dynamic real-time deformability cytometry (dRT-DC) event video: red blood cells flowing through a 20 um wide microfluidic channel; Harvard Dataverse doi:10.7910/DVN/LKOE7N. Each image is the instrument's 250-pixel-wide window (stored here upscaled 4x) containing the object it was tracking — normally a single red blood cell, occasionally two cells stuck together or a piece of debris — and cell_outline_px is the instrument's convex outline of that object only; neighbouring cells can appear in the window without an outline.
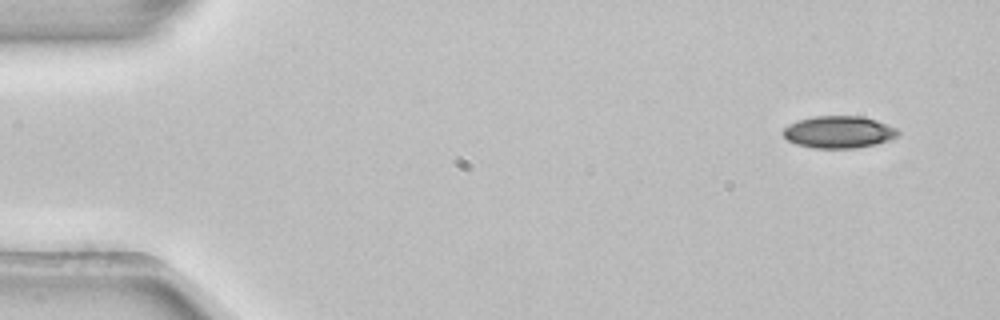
{"species": "common noctule bat (a hibernating species)", "species_latin": "Nyctalus noctula", "temperature_condition": "room temperature", "stored_images_in_passage": 4, "camera_frame_rate_fps": 3000, "um_per_image_px": 0.085, "animal": {"sex": "female", "body_mass_g": 22.7, "forearm_length_mm": 54.2}, "frame": {"image": 1, "passage_image": 1, "time_ms": 0.0, "image_size_px": [1000, 320], "cell_outline_px": [[900, 132], [896, 136], [888, 140], [876, 144], [856, 148], [812, 148], [796, 144], [788, 140], [780, 132], [788, 124], [800, 120], [816, 116], [864, 116], [888, 124], [896, 128]], "centroid_in_image_um": [71.28, 11.22], "position_along_channel_um": 13.7, "area_um2": 21.56}}
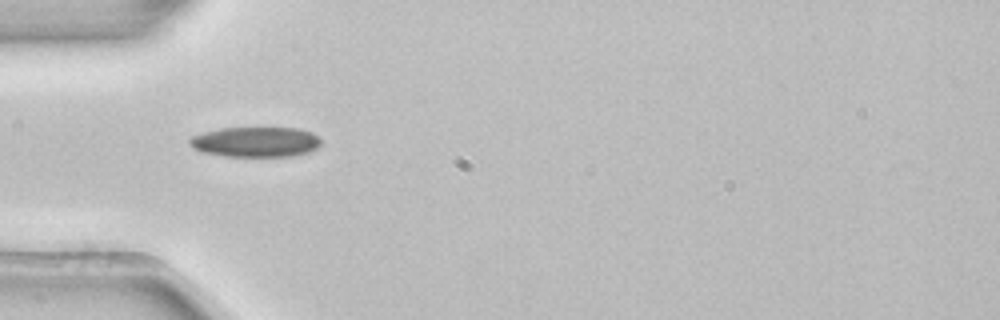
{"frame": {"image": 2, "passage_image": 3, "time_ms": 0.667, "image_size_px": [1000, 320], "cell_outline_px": [[320, 144], [316, 148], [308, 152], [292, 156], [224, 156], [204, 152], [192, 148], [188, 144], [188, 140], [192, 136], [204, 132], [220, 128], [300, 128], [312, 132], [320, 136]], "centroid_in_image_um": [21.73, 12.06], "position_along_channel_um": 63.3, "area_um2": 23.18}}